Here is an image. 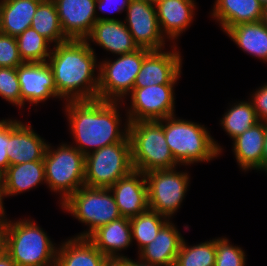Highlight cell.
I'll use <instances>...</instances> for the list:
<instances>
[{
  "mask_svg": "<svg viewBox=\"0 0 267 266\" xmlns=\"http://www.w3.org/2000/svg\"><path fill=\"white\" fill-rule=\"evenodd\" d=\"M86 40H68L54 45L47 63L57 88V98L66 101L96 100L99 75L95 76L96 56Z\"/></svg>",
  "mask_w": 267,
  "mask_h": 266,
  "instance_id": "1",
  "label": "cell"
},
{
  "mask_svg": "<svg viewBox=\"0 0 267 266\" xmlns=\"http://www.w3.org/2000/svg\"><path fill=\"white\" fill-rule=\"evenodd\" d=\"M66 103L65 110L69 126L76 145L78 144L74 147L83 155L86 156L91 151L122 142L128 136L129 122H126L124 131L119 127L121 117L117 109V101L96 99Z\"/></svg>",
  "mask_w": 267,
  "mask_h": 266,
  "instance_id": "2",
  "label": "cell"
},
{
  "mask_svg": "<svg viewBox=\"0 0 267 266\" xmlns=\"http://www.w3.org/2000/svg\"><path fill=\"white\" fill-rule=\"evenodd\" d=\"M174 116L163 119V130L169 149L179 165L209 162L220 155L222 148L210 136L207 128Z\"/></svg>",
  "mask_w": 267,
  "mask_h": 266,
  "instance_id": "3",
  "label": "cell"
},
{
  "mask_svg": "<svg viewBox=\"0 0 267 266\" xmlns=\"http://www.w3.org/2000/svg\"><path fill=\"white\" fill-rule=\"evenodd\" d=\"M128 136L134 170L145 174L179 165L166 142L163 119L129 122Z\"/></svg>",
  "mask_w": 267,
  "mask_h": 266,
  "instance_id": "4",
  "label": "cell"
},
{
  "mask_svg": "<svg viewBox=\"0 0 267 266\" xmlns=\"http://www.w3.org/2000/svg\"><path fill=\"white\" fill-rule=\"evenodd\" d=\"M31 220H7L6 254L17 266H55L57 247Z\"/></svg>",
  "mask_w": 267,
  "mask_h": 266,
  "instance_id": "5",
  "label": "cell"
},
{
  "mask_svg": "<svg viewBox=\"0 0 267 266\" xmlns=\"http://www.w3.org/2000/svg\"><path fill=\"white\" fill-rule=\"evenodd\" d=\"M49 145L43 158L45 183L51 190L60 193L63 203L85 186V155L71 145L61 144L56 150Z\"/></svg>",
  "mask_w": 267,
  "mask_h": 266,
  "instance_id": "6",
  "label": "cell"
},
{
  "mask_svg": "<svg viewBox=\"0 0 267 266\" xmlns=\"http://www.w3.org/2000/svg\"><path fill=\"white\" fill-rule=\"evenodd\" d=\"M110 193L109 188L83 186L60 203L62 209L89 226L88 231L76 237L88 238L99 227L122 217L114 195Z\"/></svg>",
  "mask_w": 267,
  "mask_h": 266,
  "instance_id": "7",
  "label": "cell"
},
{
  "mask_svg": "<svg viewBox=\"0 0 267 266\" xmlns=\"http://www.w3.org/2000/svg\"><path fill=\"white\" fill-rule=\"evenodd\" d=\"M134 170L129 136L85 156V186L110 188Z\"/></svg>",
  "mask_w": 267,
  "mask_h": 266,
  "instance_id": "8",
  "label": "cell"
},
{
  "mask_svg": "<svg viewBox=\"0 0 267 266\" xmlns=\"http://www.w3.org/2000/svg\"><path fill=\"white\" fill-rule=\"evenodd\" d=\"M149 52L150 50L139 48L132 53L120 55L113 62L110 60L101 62L98 70L97 99L119 103L124 96L129 95L134 88L143 59Z\"/></svg>",
  "mask_w": 267,
  "mask_h": 266,
  "instance_id": "9",
  "label": "cell"
},
{
  "mask_svg": "<svg viewBox=\"0 0 267 266\" xmlns=\"http://www.w3.org/2000/svg\"><path fill=\"white\" fill-rule=\"evenodd\" d=\"M174 169L145 173L149 209L169 219L180 207L189 186L187 172Z\"/></svg>",
  "mask_w": 267,
  "mask_h": 266,
  "instance_id": "10",
  "label": "cell"
},
{
  "mask_svg": "<svg viewBox=\"0 0 267 266\" xmlns=\"http://www.w3.org/2000/svg\"><path fill=\"white\" fill-rule=\"evenodd\" d=\"M174 85L158 84L133 88L128 122L161 120L174 115ZM129 114V115H128Z\"/></svg>",
  "mask_w": 267,
  "mask_h": 266,
  "instance_id": "11",
  "label": "cell"
},
{
  "mask_svg": "<svg viewBox=\"0 0 267 266\" xmlns=\"http://www.w3.org/2000/svg\"><path fill=\"white\" fill-rule=\"evenodd\" d=\"M126 11L123 22L138 48L150 51L164 49L165 36L159 28L155 5L143 0H130Z\"/></svg>",
  "mask_w": 267,
  "mask_h": 266,
  "instance_id": "12",
  "label": "cell"
},
{
  "mask_svg": "<svg viewBox=\"0 0 267 266\" xmlns=\"http://www.w3.org/2000/svg\"><path fill=\"white\" fill-rule=\"evenodd\" d=\"M150 51L143 59L134 88L158 84H176L181 74L182 60L179 51Z\"/></svg>",
  "mask_w": 267,
  "mask_h": 266,
  "instance_id": "13",
  "label": "cell"
},
{
  "mask_svg": "<svg viewBox=\"0 0 267 266\" xmlns=\"http://www.w3.org/2000/svg\"><path fill=\"white\" fill-rule=\"evenodd\" d=\"M65 37L68 40H85L96 17V0H53Z\"/></svg>",
  "mask_w": 267,
  "mask_h": 266,
  "instance_id": "14",
  "label": "cell"
},
{
  "mask_svg": "<svg viewBox=\"0 0 267 266\" xmlns=\"http://www.w3.org/2000/svg\"><path fill=\"white\" fill-rule=\"evenodd\" d=\"M17 75L23 105L57 98L53 71L47 62H24L17 67Z\"/></svg>",
  "mask_w": 267,
  "mask_h": 266,
  "instance_id": "15",
  "label": "cell"
},
{
  "mask_svg": "<svg viewBox=\"0 0 267 266\" xmlns=\"http://www.w3.org/2000/svg\"><path fill=\"white\" fill-rule=\"evenodd\" d=\"M122 217L133 218L149 209L145 174L133 170L110 188Z\"/></svg>",
  "mask_w": 267,
  "mask_h": 266,
  "instance_id": "16",
  "label": "cell"
},
{
  "mask_svg": "<svg viewBox=\"0 0 267 266\" xmlns=\"http://www.w3.org/2000/svg\"><path fill=\"white\" fill-rule=\"evenodd\" d=\"M30 124L9 119V141L6 149L10 166L43 160L47 143Z\"/></svg>",
  "mask_w": 267,
  "mask_h": 266,
  "instance_id": "17",
  "label": "cell"
},
{
  "mask_svg": "<svg viewBox=\"0 0 267 266\" xmlns=\"http://www.w3.org/2000/svg\"><path fill=\"white\" fill-rule=\"evenodd\" d=\"M97 20L85 39L87 42L92 40L105 50L118 55L132 53L139 49L125 23L103 16H97Z\"/></svg>",
  "mask_w": 267,
  "mask_h": 266,
  "instance_id": "18",
  "label": "cell"
},
{
  "mask_svg": "<svg viewBox=\"0 0 267 266\" xmlns=\"http://www.w3.org/2000/svg\"><path fill=\"white\" fill-rule=\"evenodd\" d=\"M88 239L111 262L121 260L123 256L118 251L126 249L132 243L130 219L120 217L95 230Z\"/></svg>",
  "mask_w": 267,
  "mask_h": 266,
  "instance_id": "19",
  "label": "cell"
},
{
  "mask_svg": "<svg viewBox=\"0 0 267 266\" xmlns=\"http://www.w3.org/2000/svg\"><path fill=\"white\" fill-rule=\"evenodd\" d=\"M183 239L174 224L168 221L154 240L138 251L139 259L154 265L174 266Z\"/></svg>",
  "mask_w": 267,
  "mask_h": 266,
  "instance_id": "20",
  "label": "cell"
},
{
  "mask_svg": "<svg viewBox=\"0 0 267 266\" xmlns=\"http://www.w3.org/2000/svg\"><path fill=\"white\" fill-rule=\"evenodd\" d=\"M194 0H160L155 4L162 35L174 40L186 30L194 16Z\"/></svg>",
  "mask_w": 267,
  "mask_h": 266,
  "instance_id": "21",
  "label": "cell"
},
{
  "mask_svg": "<svg viewBox=\"0 0 267 266\" xmlns=\"http://www.w3.org/2000/svg\"><path fill=\"white\" fill-rule=\"evenodd\" d=\"M55 266H112L88 238L74 237L57 248Z\"/></svg>",
  "mask_w": 267,
  "mask_h": 266,
  "instance_id": "22",
  "label": "cell"
},
{
  "mask_svg": "<svg viewBox=\"0 0 267 266\" xmlns=\"http://www.w3.org/2000/svg\"><path fill=\"white\" fill-rule=\"evenodd\" d=\"M266 123L260 121L234 138L233 152L242 170H263V146Z\"/></svg>",
  "mask_w": 267,
  "mask_h": 266,
  "instance_id": "23",
  "label": "cell"
},
{
  "mask_svg": "<svg viewBox=\"0 0 267 266\" xmlns=\"http://www.w3.org/2000/svg\"><path fill=\"white\" fill-rule=\"evenodd\" d=\"M212 16L226 32L240 23L261 21L263 5L259 0H216Z\"/></svg>",
  "mask_w": 267,
  "mask_h": 266,
  "instance_id": "24",
  "label": "cell"
},
{
  "mask_svg": "<svg viewBox=\"0 0 267 266\" xmlns=\"http://www.w3.org/2000/svg\"><path fill=\"white\" fill-rule=\"evenodd\" d=\"M43 181H46L43 160L9 166L3 173L2 210L4 197L30 190Z\"/></svg>",
  "mask_w": 267,
  "mask_h": 266,
  "instance_id": "25",
  "label": "cell"
},
{
  "mask_svg": "<svg viewBox=\"0 0 267 266\" xmlns=\"http://www.w3.org/2000/svg\"><path fill=\"white\" fill-rule=\"evenodd\" d=\"M43 0H4L0 2V33L18 37L31 26Z\"/></svg>",
  "mask_w": 267,
  "mask_h": 266,
  "instance_id": "26",
  "label": "cell"
},
{
  "mask_svg": "<svg viewBox=\"0 0 267 266\" xmlns=\"http://www.w3.org/2000/svg\"><path fill=\"white\" fill-rule=\"evenodd\" d=\"M225 33L243 51L267 62V28L262 21L240 23Z\"/></svg>",
  "mask_w": 267,
  "mask_h": 266,
  "instance_id": "27",
  "label": "cell"
},
{
  "mask_svg": "<svg viewBox=\"0 0 267 266\" xmlns=\"http://www.w3.org/2000/svg\"><path fill=\"white\" fill-rule=\"evenodd\" d=\"M37 33L54 45L68 41L58 17L57 7L53 0H43L33 16L31 26Z\"/></svg>",
  "mask_w": 267,
  "mask_h": 266,
  "instance_id": "28",
  "label": "cell"
},
{
  "mask_svg": "<svg viewBox=\"0 0 267 266\" xmlns=\"http://www.w3.org/2000/svg\"><path fill=\"white\" fill-rule=\"evenodd\" d=\"M169 220L166 216L151 209L130 219L132 240L137 241L139 251L154 240Z\"/></svg>",
  "mask_w": 267,
  "mask_h": 266,
  "instance_id": "29",
  "label": "cell"
},
{
  "mask_svg": "<svg viewBox=\"0 0 267 266\" xmlns=\"http://www.w3.org/2000/svg\"><path fill=\"white\" fill-rule=\"evenodd\" d=\"M220 121L222 128L232 139L260 122L251 101L234 103Z\"/></svg>",
  "mask_w": 267,
  "mask_h": 266,
  "instance_id": "30",
  "label": "cell"
},
{
  "mask_svg": "<svg viewBox=\"0 0 267 266\" xmlns=\"http://www.w3.org/2000/svg\"><path fill=\"white\" fill-rule=\"evenodd\" d=\"M16 41L23 62H47L52 51L49 50L51 43L32 27L16 37Z\"/></svg>",
  "mask_w": 267,
  "mask_h": 266,
  "instance_id": "31",
  "label": "cell"
},
{
  "mask_svg": "<svg viewBox=\"0 0 267 266\" xmlns=\"http://www.w3.org/2000/svg\"><path fill=\"white\" fill-rule=\"evenodd\" d=\"M216 239L194 246L186 245L183 239L174 266H214Z\"/></svg>",
  "mask_w": 267,
  "mask_h": 266,
  "instance_id": "32",
  "label": "cell"
},
{
  "mask_svg": "<svg viewBox=\"0 0 267 266\" xmlns=\"http://www.w3.org/2000/svg\"><path fill=\"white\" fill-rule=\"evenodd\" d=\"M0 96L6 101L22 108L17 68L0 67Z\"/></svg>",
  "mask_w": 267,
  "mask_h": 266,
  "instance_id": "33",
  "label": "cell"
},
{
  "mask_svg": "<svg viewBox=\"0 0 267 266\" xmlns=\"http://www.w3.org/2000/svg\"><path fill=\"white\" fill-rule=\"evenodd\" d=\"M245 253L229 243L228 239H216V259L214 266H245Z\"/></svg>",
  "mask_w": 267,
  "mask_h": 266,
  "instance_id": "34",
  "label": "cell"
},
{
  "mask_svg": "<svg viewBox=\"0 0 267 266\" xmlns=\"http://www.w3.org/2000/svg\"><path fill=\"white\" fill-rule=\"evenodd\" d=\"M23 63L16 38L0 33V67L17 68Z\"/></svg>",
  "mask_w": 267,
  "mask_h": 266,
  "instance_id": "35",
  "label": "cell"
},
{
  "mask_svg": "<svg viewBox=\"0 0 267 266\" xmlns=\"http://www.w3.org/2000/svg\"><path fill=\"white\" fill-rule=\"evenodd\" d=\"M9 141V120L0 121V172L4 173L10 166L7 147Z\"/></svg>",
  "mask_w": 267,
  "mask_h": 266,
  "instance_id": "36",
  "label": "cell"
},
{
  "mask_svg": "<svg viewBox=\"0 0 267 266\" xmlns=\"http://www.w3.org/2000/svg\"><path fill=\"white\" fill-rule=\"evenodd\" d=\"M252 95L251 102L259 121L267 123V83Z\"/></svg>",
  "mask_w": 267,
  "mask_h": 266,
  "instance_id": "37",
  "label": "cell"
},
{
  "mask_svg": "<svg viewBox=\"0 0 267 266\" xmlns=\"http://www.w3.org/2000/svg\"><path fill=\"white\" fill-rule=\"evenodd\" d=\"M130 0H96V8H98L103 13L105 12H122L126 11ZM108 7V8H107ZM113 13V12H112Z\"/></svg>",
  "mask_w": 267,
  "mask_h": 266,
  "instance_id": "38",
  "label": "cell"
},
{
  "mask_svg": "<svg viewBox=\"0 0 267 266\" xmlns=\"http://www.w3.org/2000/svg\"><path fill=\"white\" fill-rule=\"evenodd\" d=\"M5 210H0V256L6 253L7 218Z\"/></svg>",
  "mask_w": 267,
  "mask_h": 266,
  "instance_id": "39",
  "label": "cell"
},
{
  "mask_svg": "<svg viewBox=\"0 0 267 266\" xmlns=\"http://www.w3.org/2000/svg\"><path fill=\"white\" fill-rule=\"evenodd\" d=\"M112 266H159V265H154L150 263L143 262L142 260H139L136 262L131 260L128 257H125L121 260H117L115 262H112Z\"/></svg>",
  "mask_w": 267,
  "mask_h": 266,
  "instance_id": "40",
  "label": "cell"
},
{
  "mask_svg": "<svg viewBox=\"0 0 267 266\" xmlns=\"http://www.w3.org/2000/svg\"><path fill=\"white\" fill-rule=\"evenodd\" d=\"M0 266H17L16 263L6 254L0 256Z\"/></svg>",
  "mask_w": 267,
  "mask_h": 266,
  "instance_id": "41",
  "label": "cell"
},
{
  "mask_svg": "<svg viewBox=\"0 0 267 266\" xmlns=\"http://www.w3.org/2000/svg\"><path fill=\"white\" fill-rule=\"evenodd\" d=\"M267 165V123H266V135L263 146V169Z\"/></svg>",
  "mask_w": 267,
  "mask_h": 266,
  "instance_id": "42",
  "label": "cell"
},
{
  "mask_svg": "<svg viewBox=\"0 0 267 266\" xmlns=\"http://www.w3.org/2000/svg\"><path fill=\"white\" fill-rule=\"evenodd\" d=\"M3 173L0 172V210H2Z\"/></svg>",
  "mask_w": 267,
  "mask_h": 266,
  "instance_id": "43",
  "label": "cell"
},
{
  "mask_svg": "<svg viewBox=\"0 0 267 266\" xmlns=\"http://www.w3.org/2000/svg\"><path fill=\"white\" fill-rule=\"evenodd\" d=\"M263 24L266 26L267 28V4L265 6H263V16H262V20Z\"/></svg>",
  "mask_w": 267,
  "mask_h": 266,
  "instance_id": "44",
  "label": "cell"
},
{
  "mask_svg": "<svg viewBox=\"0 0 267 266\" xmlns=\"http://www.w3.org/2000/svg\"><path fill=\"white\" fill-rule=\"evenodd\" d=\"M143 1H146L148 3H151V4H156L157 2H159L160 0H143Z\"/></svg>",
  "mask_w": 267,
  "mask_h": 266,
  "instance_id": "45",
  "label": "cell"
},
{
  "mask_svg": "<svg viewBox=\"0 0 267 266\" xmlns=\"http://www.w3.org/2000/svg\"><path fill=\"white\" fill-rule=\"evenodd\" d=\"M263 6L267 4V0H259Z\"/></svg>",
  "mask_w": 267,
  "mask_h": 266,
  "instance_id": "46",
  "label": "cell"
},
{
  "mask_svg": "<svg viewBox=\"0 0 267 266\" xmlns=\"http://www.w3.org/2000/svg\"><path fill=\"white\" fill-rule=\"evenodd\" d=\"M263 170L267 172V165L265 166V168Z\"/></svg>",
  "mask_w": 267,
  "mask_h": 266,
  "instance_id": "47",
  "label": "cell"
}]
</instances>
